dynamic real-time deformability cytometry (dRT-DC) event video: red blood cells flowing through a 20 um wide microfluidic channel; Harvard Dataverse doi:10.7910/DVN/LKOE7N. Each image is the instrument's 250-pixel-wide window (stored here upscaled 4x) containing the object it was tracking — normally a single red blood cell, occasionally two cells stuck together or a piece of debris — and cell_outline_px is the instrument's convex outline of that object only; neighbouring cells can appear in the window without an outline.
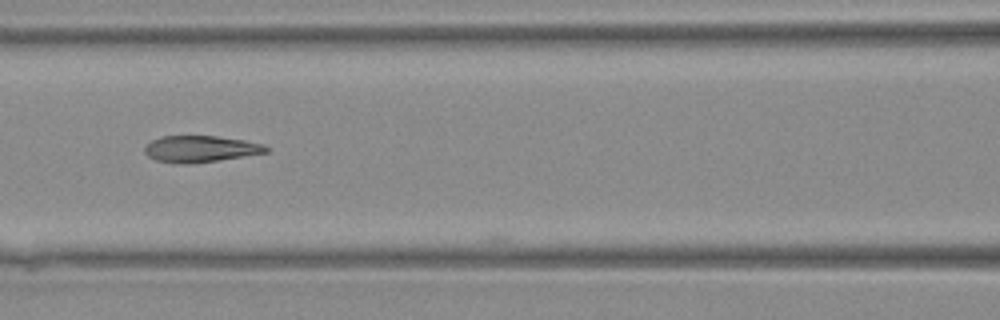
{"species": "Egyptian fruit bat (a non-hibernating species)", "species_latin": "Rousettus aegyptiacus", "temperature_condition": "warm", "stored_images_in_passage": 37, "camera_frame_rate_fps": 3000, "um_per_image_px": 0.085, "animal": {"sex": "female"}, "frame": {"image": 1, "passage_image": 19, "time_ms": 6.0, "image_size_px": [1000, 320], "cell_outline_px": [[268, 152], [216, 160], [156, 160], [148, 156], [144, 152], [144, 148], [152, 140], [160, 136], [216, 136], [244, 140], [264, 144], [268, 148]], "centroid_in_image_um": [17.08, 12.59], "position_along_channel_um": 149.5, "area_um2": 17.57}}
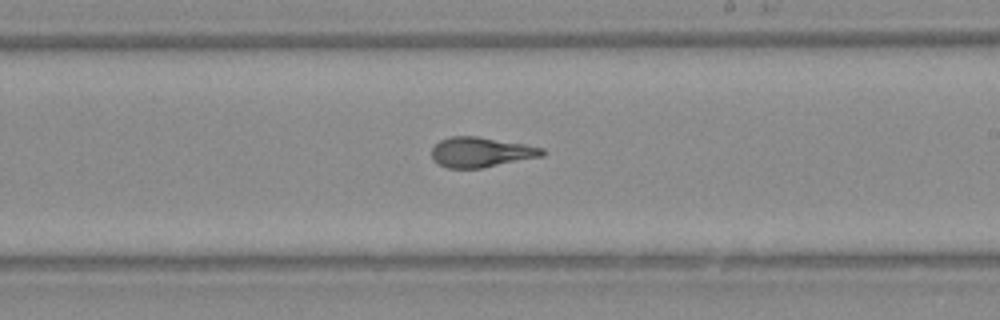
{"frame": {"image": 2, "passage_image": 25, "time_ms": 8.0, "image_size_px": [1000, 320], "cell_outline_px": [[544, 156], [480, 168], [448, 168], [432, 160], [432, 148], [440, 140], [452, 136], [476, 136], [524, 144], [544, 148]], "centroid_in_image_um": [40.88, 12.93], "position_along_channel_um": 248.1, "area_um2": 19.19}}
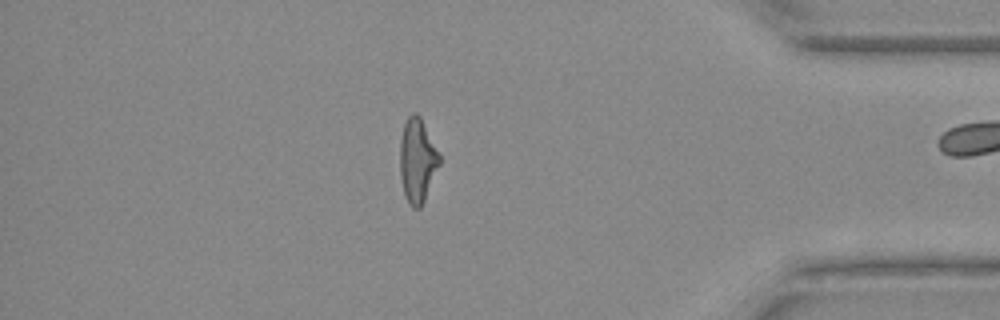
{"frame": {"image": 3, "passage_image": 36, "time_ms": 11.667, "image_size_px": [1000, 320], "cell_outline_px": [[440, 164], [424, 200], [420, 208], [412, 208], [408, 204], [404, 196], [400, 176], [400, 140], [404, 124], [408, 116], [412, 112], [416, 112], [420, 116], [440, 156]], "centroid_in_image_um": [35.45, 13.65], "position_along_channel_um": 399.7, "area_um2": 19.31}}